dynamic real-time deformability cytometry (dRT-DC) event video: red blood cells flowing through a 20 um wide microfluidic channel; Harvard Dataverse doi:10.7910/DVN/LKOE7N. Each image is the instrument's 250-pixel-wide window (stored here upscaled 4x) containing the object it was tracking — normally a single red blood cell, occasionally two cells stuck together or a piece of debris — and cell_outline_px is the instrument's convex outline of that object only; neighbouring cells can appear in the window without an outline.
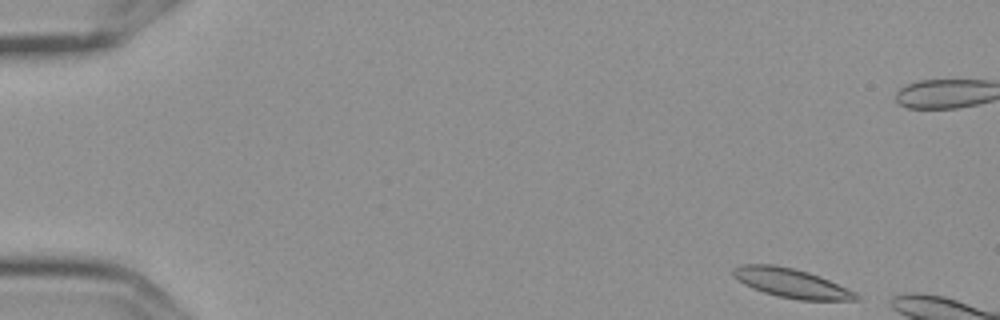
{"species": "Egyptian fruit bat (a non-hibernating species)", "species_latin": "Rousettus aegyptiacus", "temperature_condition": "cold", "stored_images_in_passage": 4, "camera_frame_rate_fps": 3000, "um_per_image_px": 0.085, "frame": {"image": 1, "passage_image": 1, "time_ms": 0.0, "image_size_px": [1000, 320], "cell_outline_px": [[860, 300], [800, 300], [776, 296], [752, 288], [744, 284], [732, 276], [732, 268], [740, 264], [772, 264], [792, 268], [808, 272], [820, 276], [848, 288], [856, 292], [860, 296]], "centroid_in_image_um": [67.26, 24.06], "position_along_channel_um": 17.7, "area_um2": 21.04}}